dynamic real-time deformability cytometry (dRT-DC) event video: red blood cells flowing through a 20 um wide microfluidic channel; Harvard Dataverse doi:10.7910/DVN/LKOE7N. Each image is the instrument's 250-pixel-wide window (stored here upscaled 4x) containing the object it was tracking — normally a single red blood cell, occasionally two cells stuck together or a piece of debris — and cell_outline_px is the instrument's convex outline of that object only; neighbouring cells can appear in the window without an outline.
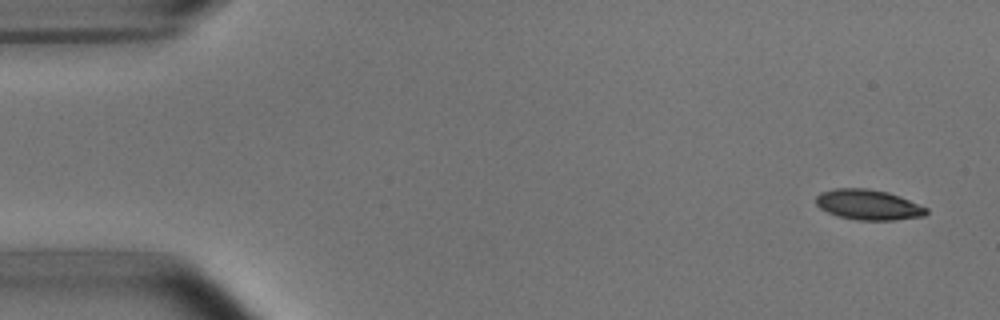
{"species": "common noctule bat (a hibernating species)", "species_latin": "Nyctalus noctula", "temperature_condition": "room temperature", "stored_images_in_passage": 6, "camera_frame_rate_fps": 3000, "um_per_image_px": 0.085, "animal": {"sex": "male", "body_mass_g": 15.6}, "frame": {"image": 1, "passage_image": 1, "time_ms": 0.0, "image_size_px": [1000, 320], "cell_outline_px": [[928, 212], [924, 216], [896, 220], [856, 220], [836, 216], [820, 208], [816, 204], [816, 196], [820, 192], [832, 188], [868, 188], [888, 192], [900, 196], [928, 208]], "centroid_in_image_um": [73.79, 17.4], "position_along_channel_um": 11.2, "area_um2": 19.71}}
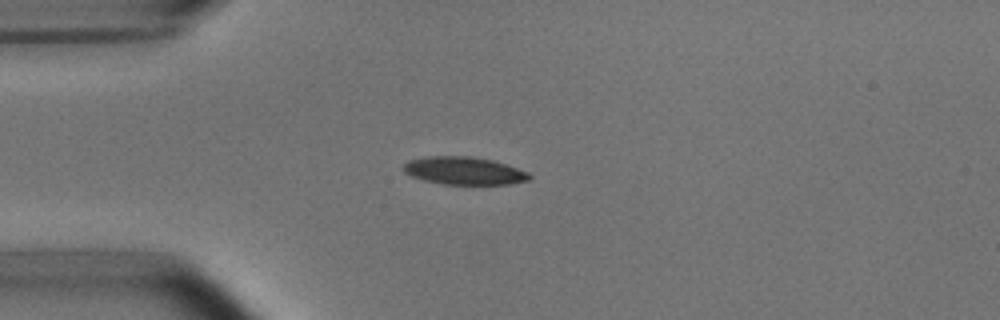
{"frame": {"image": 2, "passage_image": 4, "time_ms": 3.667, "image_size_px": [1000, 320], "cell_outline_px": [[532, 176], [528, 180], [508, 184], [440, 184], [424, 180], [412, 176], [404, 172], [404, 164], [408, 160], [428, 156], [472, 156], [492, 160], [528, 172]], "centroid_in_image_um": [39.42, 14.51], "position_along_channel_um": 45.6, "area_um2": 20.23}}